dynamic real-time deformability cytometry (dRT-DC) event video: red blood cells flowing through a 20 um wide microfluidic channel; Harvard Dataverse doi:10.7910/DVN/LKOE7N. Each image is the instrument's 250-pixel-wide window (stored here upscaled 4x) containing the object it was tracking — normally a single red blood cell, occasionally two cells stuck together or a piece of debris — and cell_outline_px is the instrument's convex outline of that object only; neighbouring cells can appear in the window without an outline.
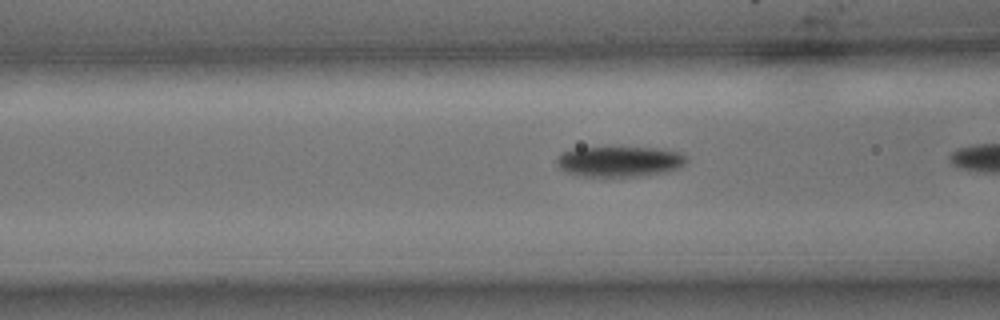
{"species": "common noctule bat (a hibernating species)", "species_latin": "Nyctalus noctula", "temperature_condition": "cold", "stored_images_in_passage": 6, "camera_frame_rate_fps": 3000, "um_per_image_px": 0.085, "animal": {"sex": "male", "body_mass_g": 15.6}, "frame": {"image": 1, "passage_image": 4, "time_ms": 1.0, "image_size_px": [1000, 320], "cell_outline_px": [[688, 160], [680, 168], [664, 172], [640, 176], [608, 180], [604, 180], [580, 176], [564, 172], [556, 164], [556, 160], [564, 152], [576, 148], [656, 148], [680, 152], [688, 156]], "centroid_in_image_um": [52.65, 13.79], "position_along_channel_um": 114.0, "area_um2": 23.87}}